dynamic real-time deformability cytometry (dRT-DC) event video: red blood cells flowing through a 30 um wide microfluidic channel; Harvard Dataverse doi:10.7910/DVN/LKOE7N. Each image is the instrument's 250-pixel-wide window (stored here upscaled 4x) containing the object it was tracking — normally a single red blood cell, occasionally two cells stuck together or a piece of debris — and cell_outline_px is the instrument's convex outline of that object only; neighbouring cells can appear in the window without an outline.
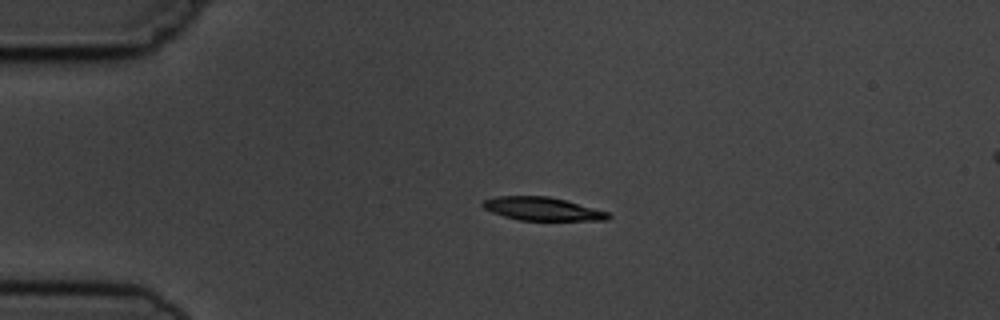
{"species": "common noctule bat (a hibernating species)", "species_latin": "Nyctalus noctula", "temperature_condition": "cold", "stored_images_in_passage": 3, "camera_frame_rate_fps": 3000, "um_per_image_px": 0.085, "animal": {"sex": "male", "body_mass_g": 19.5, "forearm_length_mm": 54.6}, "frame": {"image": 1, "passage_image": 2, "time_ms": 1.0, "image_size_px": [1000, 320], "cell_outline_px": [[612, 216], [608, 220], [520, 220], [504, 216], [492, 212], [484, 208], [480, 204], [484, 200], [496, 196], [548, 196], [564, 200], [608, 212]], "centroid_in_image_um": [46.07, 17.75], "position_along_channel_um": 38.9, "area_um2": 16.82}}